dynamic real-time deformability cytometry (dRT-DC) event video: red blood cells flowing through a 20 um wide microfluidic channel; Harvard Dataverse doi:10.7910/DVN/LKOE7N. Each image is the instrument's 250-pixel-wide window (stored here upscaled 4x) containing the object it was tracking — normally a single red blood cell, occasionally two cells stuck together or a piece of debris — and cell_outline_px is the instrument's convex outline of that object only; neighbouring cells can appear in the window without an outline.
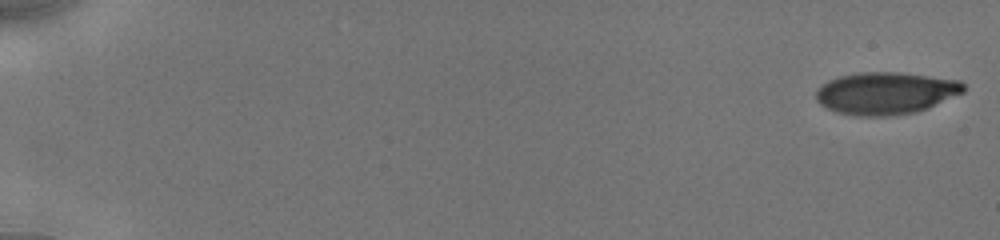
{"species": "human", "species_latin": "Homo sapiens", "temperature_condition": "cold", "stored_images_in_passage": 91, "camera_frame_rate_fps": 3000, "um_per_image_px": 0.085, "donor": {"sex": "male"}, "frame": {"image": 1, "passage_image": 1, "time_ms": 0.0, "image_size_px": [1000, 240], "cell_outline_px": [[964, 92], [928, 108], [916, 112], [888, 116], [852, 116], [836, 112], [820, 104], [816, 100], [816, 88], [828, 80], [840, 76], [860, 72], [896, 72], [960, 80], [964, 84]], "centroid_in_image_um": [75.26, 7.92], "position_along_channel_um": 9.7, "area_um2": 36.41}}
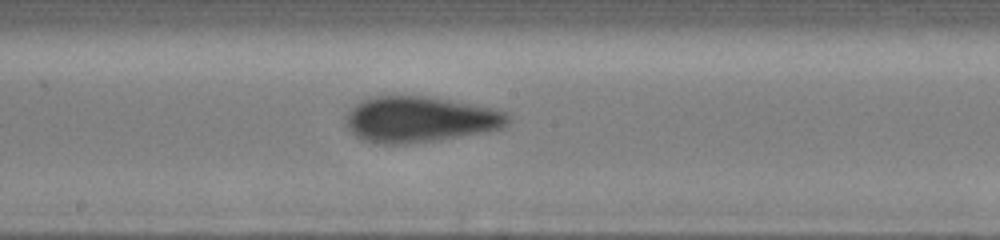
{"frame": {"image": 2, "passage_image": 55, "time_ms": 10.0, "image_size_px": [1000, 240], "cell_outline_px": [[508, 124], [504, 128], [488, 132], [440, 140], [404, 144], [380, 144], [364, 140], [356, 136], [344, 124], [344, 116], [360, 100], [368, 96], [428, 96], [472, 104], [492, 108], [508, 112]], "centroid_in_image_um": [35.68, 10.15], "position_along_channel_um": 212.5, "area_um2": 43.81}}
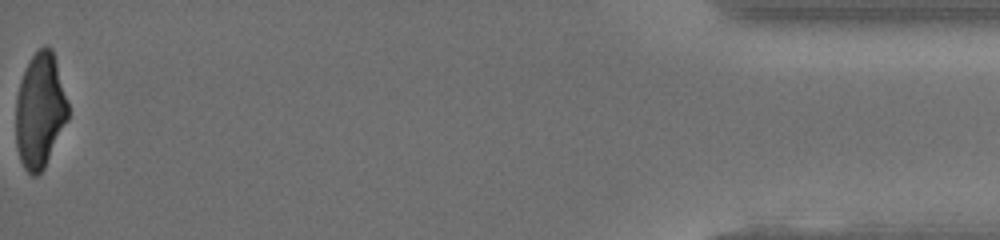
{"frame": {"image": 3, "passage_image": 90, "time_ms": 17.667, "image_size_px": [1000, 240], "cell_outline_px": [[68, 120], [44, 168], [36, 176], [32, 176], [24, 168], [20, 160], [16, 144], [16, 96], [24, 72], [32, 56], [44, 44], [48, 44], [52, 48], [56, 60], [68, 104]], "centroid_in_image_um": [3.4, 9.4], "position_along_channel_um": 431.8, "area_um2": 34.91}, "authors_computed_cell_mechanics": {"area_um2": 38.4948, "velocity_mm_per_s": 3.9255, "shape_relaxation_time_tau1_ms": 4.8035, "shape_relaxation_time_tau2_ms": 1.7484, "deformation_change_tau1": 0.1606, "deformation_change_tau2": 0.0743}}